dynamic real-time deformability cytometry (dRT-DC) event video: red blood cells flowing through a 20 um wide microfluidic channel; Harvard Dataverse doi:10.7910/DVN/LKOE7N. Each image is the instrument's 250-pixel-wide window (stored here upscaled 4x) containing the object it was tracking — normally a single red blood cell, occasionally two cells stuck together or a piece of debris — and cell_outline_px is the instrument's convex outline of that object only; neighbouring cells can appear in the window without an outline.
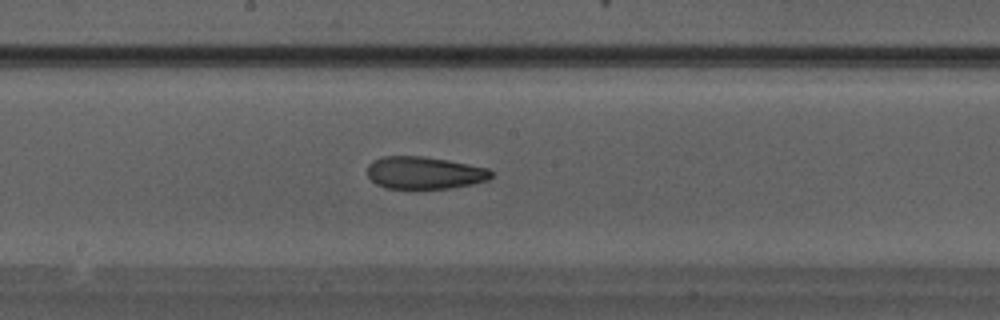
{"species": "Egyptian fruit bat (a non-hibernating species)", "species_latin": "Rousettus aegyptiacus", "temperature_condition": "warm", "stored_images_in_passage": 30, "camera_frame_rate_fps": 3000, "um_per_image_px": 0.085, "animal": {"sex": "male"}, "frame": {"image": 1, "passage_image": 18, "time_ms": 5.667, "image_size_px": [1000, 320], "cell_outline_px": [[496, 172], [488, 180], [472, 184], [448, 188], [384, 188], [376, 184], [368, 176], [368, 164], [372, 160], [384, 156], [424, 156], [448, 160], [488, 168]], "centroid_in_image_um": [36.09, 14.68], "position_along_channel_um": 212.1, "area_um2": 23.47}}
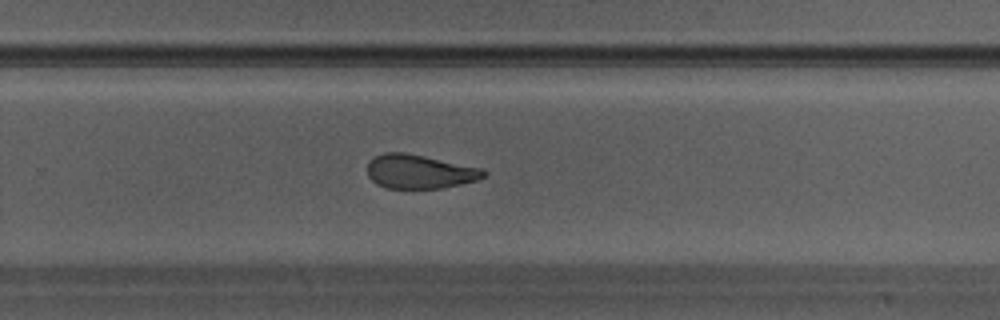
{"frame": {"image": 2, "passage_image": 22, "time_ms": 7.0, "image_size_px": [1000, 320], "cell_outline_px": [[488, 172], [484, 176], [476, 180], [460, 184], [440, 188], [384, 188], [376, 184], [368, 176], [368, 160], [384, 152], [404, 152], [424, 156], [480, 168]], "centroid_in_image_um": [35.61, 14.58], "position_along_channel_um": 294.2, "area_um2": 22.83}}